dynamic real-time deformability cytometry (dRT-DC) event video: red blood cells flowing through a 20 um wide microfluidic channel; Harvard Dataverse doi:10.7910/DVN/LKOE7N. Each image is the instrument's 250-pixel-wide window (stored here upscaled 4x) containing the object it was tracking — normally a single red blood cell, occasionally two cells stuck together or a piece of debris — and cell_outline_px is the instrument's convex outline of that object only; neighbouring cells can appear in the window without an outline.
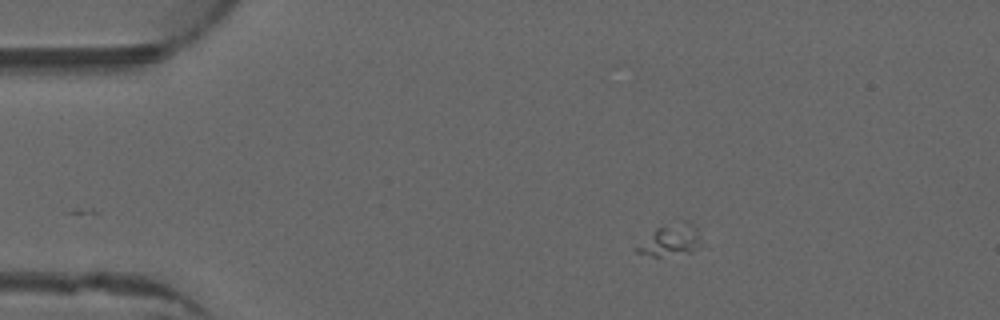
{"species": "common noctule bat (a hibernating species)", "species_latin": "Nyctalus noctula", "temperature_condition": "warm", "stored_images_in_passage": 38, "camera_frame_rate_fps": 3000, "um_per_image_px": 0.085, "animal": {"sex": "male", "forearm_length_mm": 52.5}, "frame": {"image": 1, "passage_image": 1, "time_ms": 0.0, "image_size_px": [1000, 320], "cell_outline_px": [[700, 244], [692, 252], [660, 256], [652, 256], [636, 252], [636, 248], [656, 228], [684, 220], [692, 224], [696, 228]], "centroid_in_image_um": [57.0, 20.41], "position_along_channel_um": 28.0, "area_um2": 11.33}}
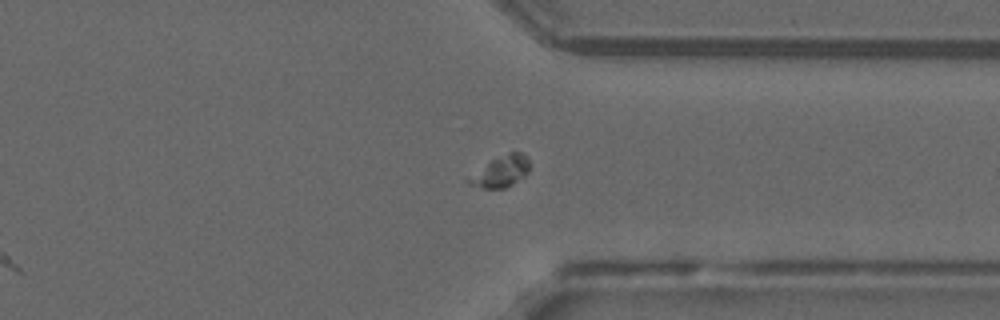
{"frame": {"image": 2, "passage_image": 32, "time_ms": 10.333, "image_size_px": [1000, 320], "cell_outline_px": [[528, 172], [524, 176], [512, 184], [504, 188], [484, 188], [468, 184], [464, 180], [492, 160], [512, 152], [520, 152], [528, 160]], "centroid_in_image_um": [42.54, 14.61], "position_along_channel_um": 368.9, "area_um2": 10.58}}